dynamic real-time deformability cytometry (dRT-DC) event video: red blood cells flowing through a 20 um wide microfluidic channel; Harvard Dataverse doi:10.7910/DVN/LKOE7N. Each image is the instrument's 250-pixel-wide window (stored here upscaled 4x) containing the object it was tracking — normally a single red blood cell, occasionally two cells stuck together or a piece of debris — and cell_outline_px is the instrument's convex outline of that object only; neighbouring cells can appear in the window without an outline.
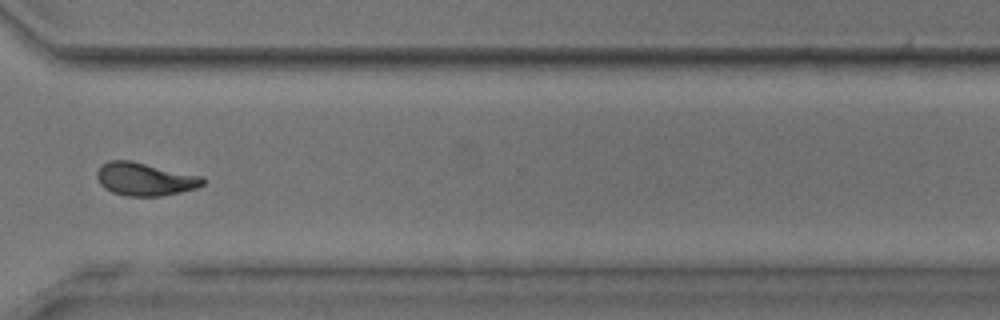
{"species": "common noctule bat (a hibernating species)", "species_latin": "Nyctalus noctula", "temperature_condition": "room temperature", "stored_images_in_passage": 36, "camera_frame_rate_fps": 3000, "um_per_image_px": 0.085, "animal": {"sex": "male", "body_mass_g": 17.9, "forearm_length_mm": 54.2}, "frame": {"image": 1, "passage_image": 26, "time_ms": 8.333, "image_size_px": [1000, 320], "cell_outline_px": [[204, 184], [196, 188], [180, 192], [160, 196], [124, 196], [112, 192], [104, 188], [100, 184], [96, 176], [96, 172], [100, 164], [108, 160], [132, 160], [204, 176]], "centroid_in_image_um": [12.29, 15.21], "position_along_channel_um": 358.3, "area_um2": 20.75}, "authors_computed_cell_mechanics": {"area_um2": 19.8254, "velocity_mm_per_s": 3.9012, "shape_relaxation_time_tau1_ms": 7.2286, "shape_relaxation_time_tau2_ms": 2.0773, "deformation_change_tau1": 0.1931, "deformation_change_tau2": 0.0859}}